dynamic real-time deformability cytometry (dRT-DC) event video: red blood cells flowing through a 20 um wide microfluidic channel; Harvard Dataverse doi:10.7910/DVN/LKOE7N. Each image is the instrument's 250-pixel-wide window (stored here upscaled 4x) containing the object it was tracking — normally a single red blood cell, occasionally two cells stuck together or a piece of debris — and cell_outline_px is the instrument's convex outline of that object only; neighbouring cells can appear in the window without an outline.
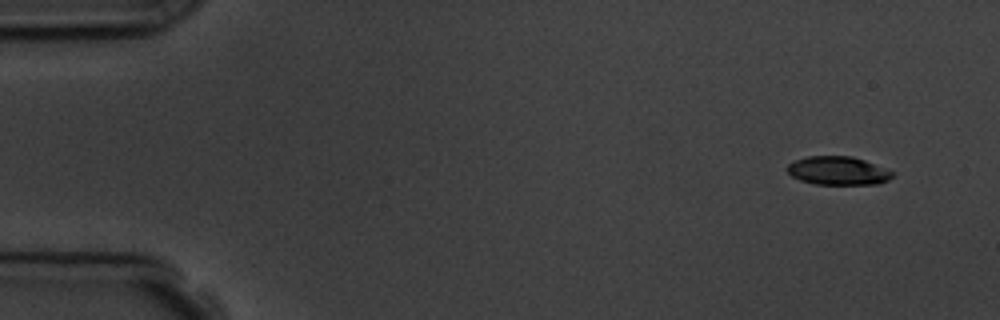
{"species": "common noctule bat (a hibernating species)", "species_latin": "Nyctalus noctula", "temperature_condition": "room temperature", "stored_images_in_passage": 5, "camera_frame_rate_fps": 3000, "um_per_image_px": 0.085, "animal": {"sex": "male", "body_mass_g": 19.5, "forearm_length_mm": 54.6}, "frame": {"image": 1, "passage_image": 1, "time_ms": 0.0, "image_size_px": [1000, 320], "cell_outline_px": [[896, 172], [888, 180], [876, 184], [816, 184], [800, 180], [792, 176], [788, 172], [788, 164], [796, 160], [808, 156], [852, 156], [864, 160]], "centroid_in_image_um": [71.25, 14.51], "position_along_channel_um": 13.7, "area_um2": 17.34}}